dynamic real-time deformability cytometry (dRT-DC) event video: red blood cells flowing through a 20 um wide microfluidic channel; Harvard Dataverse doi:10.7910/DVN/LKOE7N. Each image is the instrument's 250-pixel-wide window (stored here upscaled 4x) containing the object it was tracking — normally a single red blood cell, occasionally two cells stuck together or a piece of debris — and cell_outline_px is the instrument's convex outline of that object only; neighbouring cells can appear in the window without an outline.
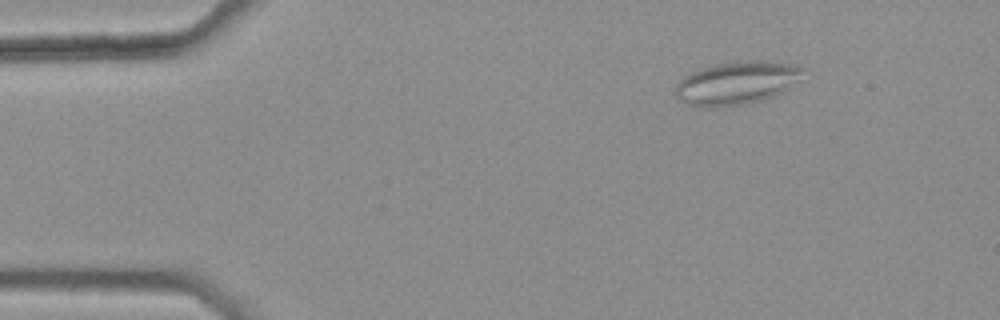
{"species": "common noctule bat (a hibernating species)", "species_latin": "Nyctalus noctula", "temperature_condition": "warm", "stored_images_in_passage": 14, "camera_frame_rate_fps": 3000, "um_per_image_px": 0.085, "animal": {"sex": "female", "body_mass_g": 25.1}, "frame": {"image": 1, "passage_image": 7, "time_ms": 2.0, "image_size_px": [1000, 320], "cell_outline_px": [[812, 72], [776, 96], [764, 100], [744, 104], [716, 108], [704, 108], [684, 104], [676, 96], [676, 84], [680, 76], [688, 72], [700, 68], [716, 64], [740, 60], [768, 60], [796, 64], [808, 68]], "centroid_in_image_um": [62.69, 7.03], "position_along_channel_um": 22.3, "area_um2": 33.52}}